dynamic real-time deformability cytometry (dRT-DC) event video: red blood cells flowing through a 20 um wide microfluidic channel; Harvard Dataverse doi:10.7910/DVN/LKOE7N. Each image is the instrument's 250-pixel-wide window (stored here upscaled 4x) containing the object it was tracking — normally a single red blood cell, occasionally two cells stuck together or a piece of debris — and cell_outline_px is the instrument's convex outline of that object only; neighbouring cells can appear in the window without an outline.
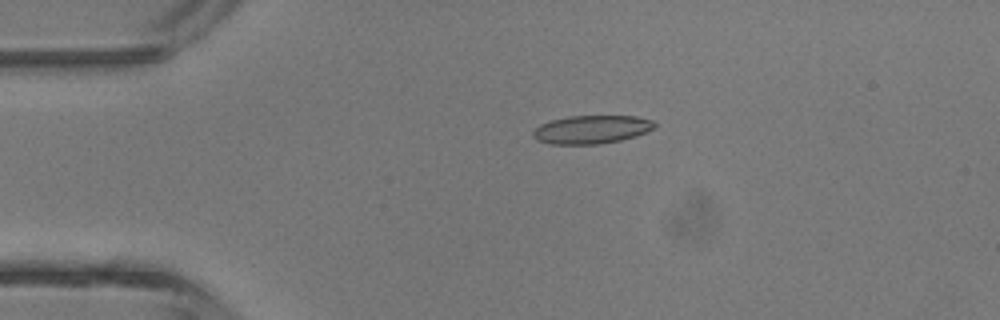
{"species": "common noctule bat (a hibernating species)", "species_latin": "Nyctalus noctula", "temperature_condition": "room temperature", "stored_images_in_passage": 3, "camera_frame_rate_fps": 3000, "um_per_image_px": 0.085, "animal": {"sex": "male", "body_mass_g": 13.3}, "frame": {"image": 1, "passage_image": 2, "time_ms": 2.0, "image_size_px": [1000, 320], "cell_outline_px": [[656, 128], [636, 136], [620, 140], [600, 144], [552, 144], [536, 140], [532, 136], [532, 132], [540, 124], [552, 120], [568, 116], [636, 116], [652, 120], [656, 124]], "centroid_in_image_um": [50.29, 11.0], "position_along_channel_um": 34.7, "area_um2": 20.11}}